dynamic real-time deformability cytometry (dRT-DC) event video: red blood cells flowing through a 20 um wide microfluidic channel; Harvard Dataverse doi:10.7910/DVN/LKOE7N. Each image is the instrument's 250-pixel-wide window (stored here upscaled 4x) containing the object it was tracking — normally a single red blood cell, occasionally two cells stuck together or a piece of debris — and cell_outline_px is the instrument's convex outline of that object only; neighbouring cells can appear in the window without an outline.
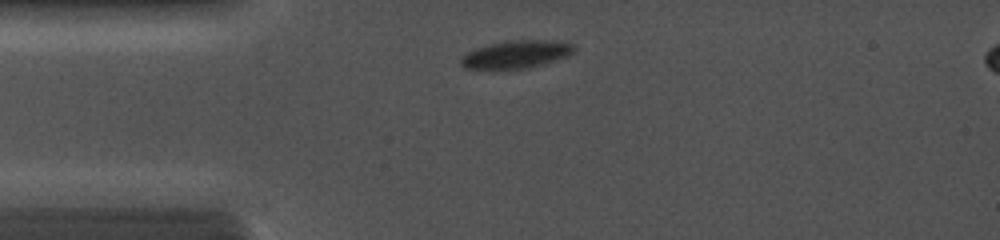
{"species": "common noctule bat (a hibernating species)", "species_latin": "Nyctalus noctula", "temperature_condition": "cold", "stored_images_in_passage": 61, "camera_frame_rate_fps": 5000, "um_per_image_px": 0.085, "animal": {"sex": "female", "body_mass_g": 19.0, "forearm_length_mm": 56.7}, "frame": {"image": 1, "passage_image": 5, "time_ms": 0.8, "image_size_px": [1000, 240], "cell_outline_px": [[576, 48], [568, 56], [540, 64], [524, 68], [492, 72], [464, 68], [460, 64], [460, 56], [476, 48], [492, 44], [512, 40], [552, 40], [572, 44]], "centroid_in_image_um": [43.77, 4.66], "position_along_channel_um": 41.2, "area_um2": 18.67}}
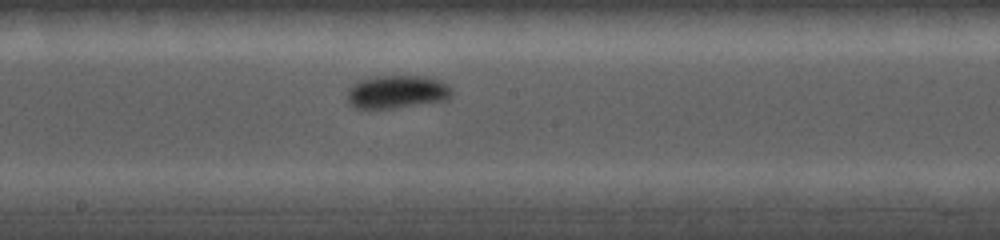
{"frame": {"image": 2, "passage_image": 36, "time_ms": 5.2, "image_size_px": [1000, 240], "cell_outline_px": [[452, 96], [448, 100], [396, 108], [356, 108], [348, 104], [348, 88], [352, 84], [360, 80], [376, 76], [424, 76], [448, 84], [452, 88]], "centroid_in_image_um": [33.75, 7.81], "position_along_channel_um": 214.4, "area_um2": 20.29}}
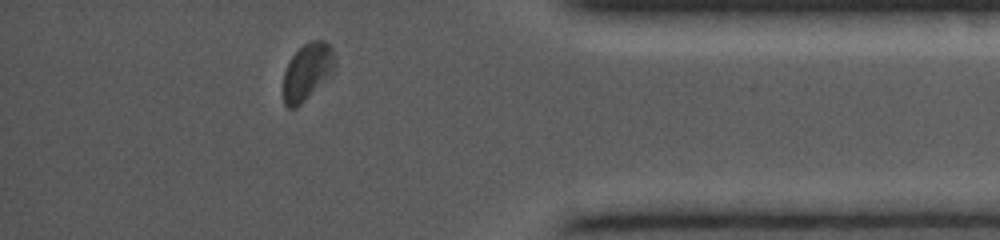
{"frame": {"image": 3, "passage_image": 53, "time_ms": 10.0, "image_size_px": [1000, 240], "cell_outline_px": [[336, 68], [296, 108], [288, 108], [284, 104], [284, 72], [292, 56], [304, 44], [312, 40], [324, 40], [332, 48], [336, 56]], "centroid_in_image_um": [26.14, 6.06], "position_along_channel_um": 409.1, "area_um2": 16.76}}